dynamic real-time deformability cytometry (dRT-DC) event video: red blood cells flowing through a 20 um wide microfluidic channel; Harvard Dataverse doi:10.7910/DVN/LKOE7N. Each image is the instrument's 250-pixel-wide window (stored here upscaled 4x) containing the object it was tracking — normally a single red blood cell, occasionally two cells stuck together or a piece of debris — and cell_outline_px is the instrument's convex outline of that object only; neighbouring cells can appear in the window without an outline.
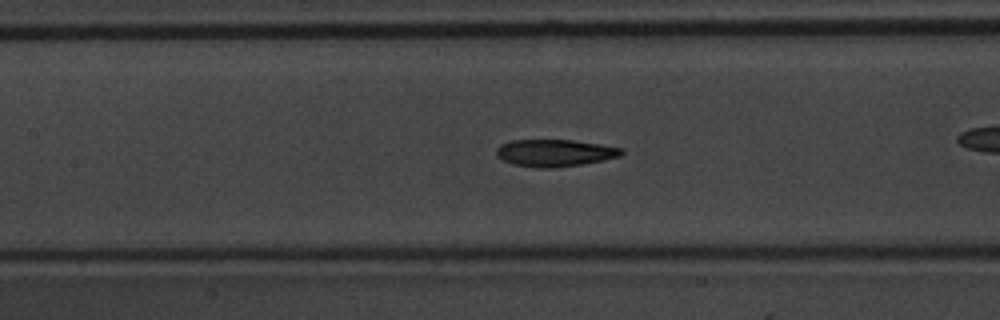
{"species": "common noctule bat (a hibernating species)", "species_latin": "Nyctalus noctula", "temperature_condition": "warm", "stored_images_in_passage": 28, "camera_frame_rate_fps": 3000, "um_per_image_px": 0.085, "animal": {"sex": "male", "body_mass_g": 20.1, "forearm_length_mm": 53.5}, "frame": {"image": 1, "passage_image": 9, "time_ms": 2.667, "image_size_px": [1000, 320], "cell_outline_px": [[624, 152], [620, 156], [604, 160], [556, 168], [536, 168], [512, 164], [500, 160], [496, 156], [496, 148], [500, 144], [512, 140], [572, 140], [600, 144], [620, 148]], "centroid_in_image_um": [47.09, 13.0], "position_along_channel_um": 160.3, "area_um2": 19.88}}